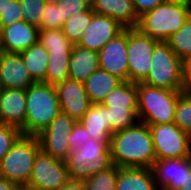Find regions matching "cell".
Wrapping results in <instances>:
<instances>
[{"instance_id":"cell-38","label":"cell","mask_w":191,"mask_h":190,"mask_svg":"<svg viewBox=\"0 0 191 190\" xmlns=\"http://www.w3.org/2000/svg\"><path fill=\"white\" fill-rule=\"evenodd\" d=\"M68 139L71 151H76L83 146L84 142L91 138L87 134V130L77 121Z\"/></svg>"},{"instance_id":"cell-3","label":"cell","mask_w":191,"mask_h":190,"mask_svg":"<svg viewBox=\"0 0 191 190\" xmlns=\"http://www.w3.org/2000/svg\"><path fill=\"white\" fill-rule=\"evenodd\" d=\"M138 118L147 125L174 123L179 96L184 90L156 88L137 83Z\"/></svg>"},{"instance_id":"cell-11","label":"cell","mask_w":191,"mask_h":190,"mask_svg":"<svg viewBox=\"0 0 191 190\" xmlns=\"http://www.w3.org/2000/svg\"><path fill=\"white\" fill-rule=\"evenodd\" d=\"M77 121L60 112L37 136L41 149L53 158L65 161L72 152L68 136Z\"/></svg>"},{"instance_id":"cell-27","label":"cell","mask_w":191,"mask_h":190,"mask_svg":"<svg viewBox=\"0 0 191 190\" xmlns=\"http://www.w3.org/2000/svg\"><path fill=\"white\" fill-rule=\"evenodd\" d=\"M94 14L95 12L90 7L85 12L74 14L64 22L62 31L73 45L78 44L82 34L86 32L87 27L90 25Z\"/></svg>"},{"instance_id":"cell-10","label":"cell","mask_w":191,"mask_h":190,"mask_svg":"<svg viewBox=\"0 0 191 190\" xmlns=\"http://www.w3.org/2000/svg\"><path fill=\"white\" fill-rule=\"evenodd\" d=\"M157 42L158 40L143 34L138 28H127V61L130 82L139 83L147 77Z\"/></svg>"},{"instance_id":"cell-31","label":"cell","mask_w":191,"mask_h":190,"mask_svg":"<svg viewBox=\"0 0 191 190\" xmlns=\"http://www.w3.org/2000/svg\"><path fill=\"white\" fill-rule=\"evenodd\" d=\"M118 167L112 165L84 180L86 190H116Z\"/></svg>"},{"instance_id":"cell-34","label":"cell","mask_w":191,"mask_h":190,"mask_svg":"<svg viewBox=\"0 0 191 190\" xmlns=\"http://www.w3.org/2000/svg\"><path fill=\"white\" fill-rule=\"evenodd\" d=\"M61 0L57 4H46L39 29H62Z\"/></svg>"},{"instance_id":"cell-15","label":"cell","mask_w":191,"mask_h":190,"mask_svg":"<svg viewBox=\"0 0 191 190\" xmlns=\"http://www.w3.org/2000/svg\"><path fill=\"white\" fill-rule=\"evenodd\" d=\"M125 29L118 21L95 13L78 46L99 52L104 45Z\"/></svg>"},{"instance_id":"cell-35","label":"cell","mask_w":191,"mask_h":190,"mask_svg":"<svg viewBox=\"0 0 191 190\" xmlns=\"http://www.w3.org/2000/svg\"><path fill=\"white\" fill-rule=\"evenodd\" d=\"M22 135L18 128L0 124V162Z\"/></svg>"},{"instance_id":"cell-19","label":"cell","mask_w":191,"mask_h":190,"mask_svg":"<svg viewBox=\"0 0 191 190\" xmlns=\"http://www.w3.org/2000/svg\"><path fill=\"white\" fill-rule=\"evenodd\" d=\"M91 7L95 13L106 15L125 28H137L139 24L133 0H91Z\"/></svg>"},{"instance_id":"cell-30","label":"cell","mask_w":191,"mask_h":190,"mask_svg":"<svg viewBox=\"0 0 191 190\" xmlns=\"http://www.w3.org/2000/svg\"><path fill=\"white\" fill-rule=\"evenodd\" d=\"M38 41L47 51H72L73 49V44L62 29H40Z\"/></svg>"},{"instance_id":"cell-12","label":"cell","mask_w":191,"mask_h":190,"mask_svg":"<svg viewBox=\"0 0 191 190\" xmlns=\"http://www.w3.org/2000/svg\"><path fill=\"white\" fill-rule=\"evenodd\" d=\"M99 68L122 81H129L127 28L108 41L98 52Z\"/></svg>"},{"instance_id":"cell-17","label":"cell","mask_w":191,"mask_h":190,"mask_svg":"<svg viewBox=\"0 0 191 190\" xmlns=\"http://www.w3.org/2000/svg\"><path fill=\"white\" fill-rule=\"evenodd\" d=\"M0 82L2 88L26 90L36 82L32 79L19 53L0 52Z\"/></svg>"},{"instance_id":"cell-9","label":"cell","mask_w":191,"mask_h":190,"mask_svg":"<svg viewBox=\"0 0 191 190\" xmlns=\"http://www.w3.org/2000/svg\"><path fill=\"white\" fill-rule=\"evenodd\" d=\"M65 161L53 158L42 149L37 153L25 190H59L69 181Z\"/></svg>"},{"instance_id":"cell-21","label":"cell","mask_w":191,"mask_h":190,"mask_svg":"<svg viewBox=\"0 0 191 190\" xmlns=\"http://www.w3.org/2000/svg\"><path fill=\"white\" fill-rule=\"evenodd\" d=\"M116 190H159L151 168H119Z\"/></svg>"},{"instance_id":"cell-37","label":"cell","mask_w":191,"mask_h":190,"mask_svg":"<svg viewBox=\"0 0 191 190\" xmlns=\"http://www.w3.org/2000/svg\"><path fill=\"white\" fill-rule=\"evenodd\" d=\"M91 7V0H61V18L66 22L74 14L85 12Z\"/></svg>"},{"instance_id":"cell-7","label":"cell","mask_w":191,"mask_h":190,"mask_svg":"<svg viewBox=\"0 0 191 190\" xmlns=\"http://www.w3.org/2000/svg\"><path fill=\"white\" fill-rule=\"evenodd\" d=\"M142 83L156 88L184 90L182 60L167 41L155 44L150 71Z\"/></svg>"},{"instance_id":"cell-44","label":"cell","mask_w":191,"mask_h":190,"mask_svg":"<svg viewBox=\"0 0 191 190\" xmlns=\"http://www.w3.org/2000/svg\"><path fill=\"white\" fill-rule=\"evenodd\" d=\"M168 3L182 4L191 7V0H165Z\"/></svg>"},{"instance_id":"cell-36","label":"cell","mask_w":191,"mask_h":190,"mask_svg":"<svg viewBox=\"0 0 191 190\" xmlns=\"http://www.w3.org/2000/svg\"><path fill=\"white\" fill-rule=\"evenodd\" d=\"M23 20L24 17L19 0H12L11 2H8L0 14V26L2 28Z\"/></svg>"},{"instance_id":"cell-16","label":"cell","mask_w":191,"mask_h":190,"mask_svg":"<svg viewBox=\"0 0 191 190\" xmlns=\"http://www.w3.org/2000/svg\"><path fill=\"white\" fill-rule=\"evenodd\" d=\"M26 90L3 88L0 92V124L13 126L25 135Z\"/></svg>"},{"instance_id":"cell-23","label":"cell","mask_w":191,"mask_h":190,"mask_svg":"<svg viewBox=\"0 0 191 190\" xmlns=\"http://www.w3.org/2000/svg\"><path fill=\"white\" fill-rule=\"evenodd\" d=\"M122 82L118 77L98 68L83 83L90 102L98 104Z\"/></svg>"},{"instance_id":"cell-13","label":"cell","mask_w":191,"mask_h":190,"mask_svg":"<svg viewBox=\"0 0 191 190\" xmlns=\"http://www.w3.org/2000/svg\"><path fill=\"white\" fill-rule=\"evenodd\" d=\"M151 170L159 190H178L184 184L186 172L191 171V156L156 159Z\"/></svg>"},{"instance_id":"cell-41","label":"cell","mask_w":191,"mask_h":190,"mask_svg":"<svg viewBox=\"0 0 191 190\" xmlns=\"http://www.w3.org/2000/svg\"><path fill=\"white\" fill-rule=\"evenodd\" d=\"M59 190H86L84 181L79 180H69L63 187Z\"/></svg>"},{"instance_id":"cell-26","label":"cell","mask_w":191,"mask_h":190,"mask_svg":"<svg viewBox=\"0 0 191 190\" xmlns=\"http://www.w3.org/2000/svg\"><path fill=\"white\" fill-rule=\"evenodd\" d=\"M46 84L56 86L69 78V61L72 51H48Z\"/></svg>"},{"instance_id":"cell-5","label":"cell","mask_w":191,"mask_h":190,"mask_svg":"<svg viewBox=\"0 0 191 190\" xmlns=\"http://www.w3.org/2000/svg\"><path fill=\"white\" fill-rule=\"evenodd\" d=\"M41 150L38 136L22 135L0 162L1 178L23 189L29 182L37 153Z\"/></svg>"},{"instance_id":"cell-47","label":"cell","mask_w":191,"mask_h":190,"mask_svg":"<svg viewBox=\"0 0 191 190\" xmlns=\"http://www.w3.org/2000/svg\"><path fill=\"white\" fill-rule=\"evenodd\" d=\"M0 52H2V27L0 26Z\"/></svg>"},{"instance_id":"cell-46","label":"cell","mask_w":191,"mask_h":190,"mask_svg":"<svg viewBox=\"0 0 191 190\" xmlns=\"http://www.w3.org/2000/svg\"><path fill=\"white\" fill-rule=\"evenodd\" d=\"M60 0H44L46 4H57Z\"/></svg>"},{"instance_id":"cell-20","label":"cell","mask_w":191,"mask_h":190,"mask_svg":"<svg viewBox=\"0 0 191 190\" xmlns=\"http://www.w3.org/2000/svg\"><path fill=\"white\" fill-rule=\"evenodd\" d=\"M98 68V52L73 45L69 61L70 79L84 82Z\"/></svg>"},{"instance_id":"cell-28","label":"cell","mask_w":191,"mask_h":190,"mask_svg":"<svg viewBox=\"0 0 191 190\" xmlns=\"http://www.w3.org/2000/svg\"><path fill=\"white\" fill-rule=\"evenodd\" d=\"M107 117L113 133L132 127L139 122L138 108L107 107Z\"/></svg>"},{"instance_id":"cell-48","label":"cell","mask_w":191,"mask_h":190,"mask_svg":"<svg viewBox=\"0 0 191 190\" xmlns=\"http://www.w3.org/2000/svg\"><path fill=\"white\" fill-rule=\"evenodd\" d=\"M2 89H3V88H2V86H1V82H0V92L2 91Z\"/></svg>"},{"instance_id":"cell-45","label":"cell","mask_w":191,"mask_h":190,"mask_svg":"<svg viewBox=\"0 0 191 190\" xmlns=\"http://www.w3.org/2000/svg\"><path fill=\"white\" fill-rule=\"evenodd\" d=\"M12 0H0V14L8 4V2H11Z\"/></svg>"},{"instance_id":"cell-40","label":"cell","mask_w":191,"mask_h":190,"mask_svg":"<svg viewBox=\"0 0 191 190\" xmlns=\"http://www.w3.org/2000/svg\"><path fill=\"white\" fill-rule=\"evenodd\" d=\"M184 92L191 93V55L182 60Z\"/></svg>"},{"instance_id":"cell-42","label":"cell","mask_w":191,"mask_h":190,"mask_svg":"<svg viewBox=\"0 0 191 190\" xmlns=\"http://www.w3.org/2000/svg\"><path fill=\"white\" fill-rule=\"evenodd\" d=\"M0 190H21V188L12 181L0 178Z\"/></svg>"},{"instance_id":"cell-18","label":"cell","mask_w":191,"mask_h":190,"mask_svg":"<svg viewBox=\"0 0 191 190\" xmlns=\"http://www.w3.org/2000/svg\"><path fill=\"white\" fill-rule=\"evenodd\" d=\"M39 28L19 21L2 28V52L20 53L38 42Z\"/></svg>"},{"instance_id":"cell-6","label":"cell","mask_w":191,"mask_h":190,"mask_svg":"<svg viewBox=\"0 0 191 190\" xmlns=\"http://www.w3.org/2000/svg\"><path fill=\"white\" fill-rule=\"evenodd\" d=\"M110 140L89 139L65 160L70 180L84 181L111 167Z\"/></svg>"},{"instance_id":"cell-25","label":"cell","mask_w":191,"mask_h":190,"mask_svg":"<svg viewBox=\"0 0 191 190\" xmlns=\"http://www.w3.org/2000/svg\"><path fill=\"white\" fill-rule=\"evenodd\" d=\"M100 104L114 108H138L137 83L123 81Z\"/></svg>"},{"instance_id":"cell-1","label":"cell","mask_w":191,"mask_h":190,"mask_svg":"<svg viewBox=\"0 0 191 190\" xmlns=\"http://www.w3.org/2000/svg\"><path fill=\"white\" fill-rule=\"evenodd\" d=\"M112 164L119 168H151L156 160L149 125H136L113 133L109 142Z\"/></svg>"},{"instance_id":"cell-2","label":"cell","mask_w":191,"mask_h":190,"mask_svg":"<svg viewBox=\"0 0 191 190\" xmlns=\"http://www.w3.org/2000/svg\"><path fill=\"white\" fill-rule=\"evenodd\" d=\"M61 112L55 86L36 82L26 89L25 135L37 136Z\"/></svg>"},{"instance_id":"cell-22","label":"cell","mask_w":191,"mask_h":190,"mask_svg":"<svg viewBox=\"0 0 191 190\" xmlns=\"http://www.w3.org/2000/svg\"><path fill=\"white\" fill-rule=\"evenodd\" d=\"M78 122L87 130L91 139L110 140L113 135L107 117V107L100 103L91 104L89 110Z\"/></svg>"},{"instance_id":"cell-14","label":"cell","mask_w":191,"mask_h":190,"mask_svg":"<svg viewBox=\"0 0 191 190\" xmlns=\"http://www.w3.org/2000/svg\"><path fill=\"white\" fill-rule=\"evenodd\" d=\"M55 88L61 112L79 121L92 104L85 91L84 83L68 78Z\"/></svg>"},{"instance_id":"cell-24","label":"cell","mask_w":191,"mask_h":190,"mask_svg":"<svg viewBox=\"0 0 191 190\" xmlns=\"http://www.w3.org/2000/svg\"><path fill=\"white\" fill-rule=\"evenodd\" d=\"M35 82L46 83V70L49 61V52L39 41L28 49L19 53Z\"/></svg>"},{"instance_id":"cell-29","label":"cell","mask_w":191,"mask_h":190,"mask_svg":"<svg viewBox=\"0 0 191 190\" xmlns=\"http://www.w3.org/2000/svg\"><path fill=\"white\" fill-rule=\"evenodd\" d=\"M167 42L181 60L191 55V16L176 33L169 37Z\"/></svg>"},{"instance_id":"cell-32","label":"cell","mask_w":191,"mask_h":190,"mask_svg":"<svg viewBox=\"0 0 191 190\" xmlns=\"http://www.w3.org/2000/svg\"><path fill=\"white\" fill-rule=\"evenodd\" d=\"M174 123L191 135V93L183 92L179 96Z\"/></svg>"},{"instance_id":"cell-8","label":"cell","mask_w":191,"mask_h":190,"mask_svg":"<svg viewBox=\"0 0 191 190\" xmlns=\"http://www.w3.org/2000/svg\"><path fill=\"white\" fill-rule=\"evenodd\" d=\"M156 159L191 156V135L175 123L149 125Z\"/></svg>"},{"instance_id":"cell-4","label":"cell","mask_w":191,"mask_h":190,"mask_svg":"<svg viewBox=\"0 0 191 190\" xmlns=\"http://www.w3.org/2000/svg\"><path fill=\"white\" fill-rule=\"evenodd\" d=\"M191 16V7L164 2L140 16L137 28L158 41H167Z\"/></svg>"},{"instance_id":"cell-43","label":"cell","mask_w":191,"mask_h":190,"mask_svg":"<svg viewBox=\"0 0 191 190\" xmlns=\"http://www.w3.org/2000/svg\"><path fill=\"white\" fill-rule=\"evenodd\" d=\"M178 190H191V171L186 172V177L184 180V184Z\"/></svg>"},{"instance_id":"cell-33","label":"cell","mask_w":191,"mask_h":190,"mask_svg":"<svg viewBox=\"0 0 191 190\" xmlns=\"http://www.w3.org/2000/svg\"><path fill=\"white\" fill-rule=\"evenodd\" d=\"M24 20L38 28L41 26L43 10L46 6L44 0H19Z\"/></svg>"},{"instance_id":"cell-39","label":"cell","mask_w":191,"mask_h":190,"mask_svg":"<svg viewBox=\"0 0 191 190\" xmlns=\"http://www.w3.org/2000/svg\"><path fill=\"white\" fill-rule=\"evenodd\" d=\"M166 2L165 0H133L134 8L137 15L140 17L145 12L154 9L159 4Z\"/></svg>"}]
</instances>
